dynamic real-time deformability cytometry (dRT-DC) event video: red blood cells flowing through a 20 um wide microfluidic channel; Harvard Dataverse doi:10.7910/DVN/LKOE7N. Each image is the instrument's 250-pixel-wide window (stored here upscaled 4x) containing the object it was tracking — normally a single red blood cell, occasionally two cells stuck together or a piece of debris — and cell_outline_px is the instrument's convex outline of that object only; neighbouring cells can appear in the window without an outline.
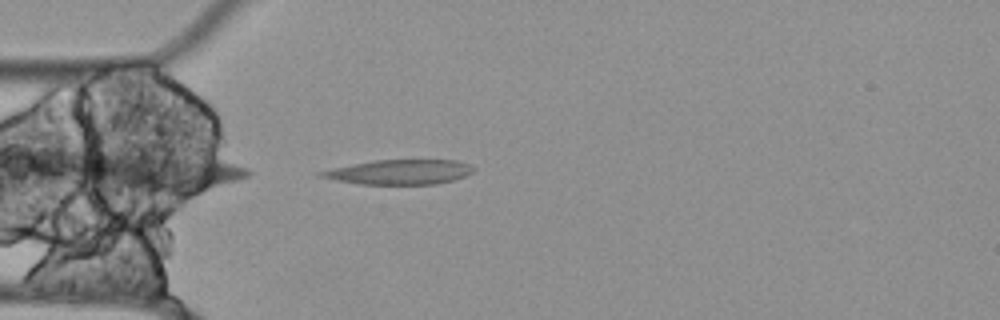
{"species": "Egyptian fruit bat (a non-hibernating species)", "species_latin": "Rousettus aegyptiacus", "temperature_condition": "cold", "stored_images_in_passage": 41, "segment_of_instrument_passage": [1, 2], "camera_frame_rate_fps": 3000, "um_per_image_px": 0.085, "animal": {"sex": "female"}, "frame": {"image": 1, "passage_image": 1, "time_ms": 0.0, "image_size_px": [1000, 320], "cell_outline_px": [[476, 168], [472, 172], [464, 176], [452, 180], [436, 184], [360, 184], [336, 180], [320, 176], [316, 172], [332, 168], [372, 160], [456, 160], [468, 164]], "centroid_in_image_um": [33.95, 14.62], "position_along_channel_um": 51.0, "area_um2": 21.85}}